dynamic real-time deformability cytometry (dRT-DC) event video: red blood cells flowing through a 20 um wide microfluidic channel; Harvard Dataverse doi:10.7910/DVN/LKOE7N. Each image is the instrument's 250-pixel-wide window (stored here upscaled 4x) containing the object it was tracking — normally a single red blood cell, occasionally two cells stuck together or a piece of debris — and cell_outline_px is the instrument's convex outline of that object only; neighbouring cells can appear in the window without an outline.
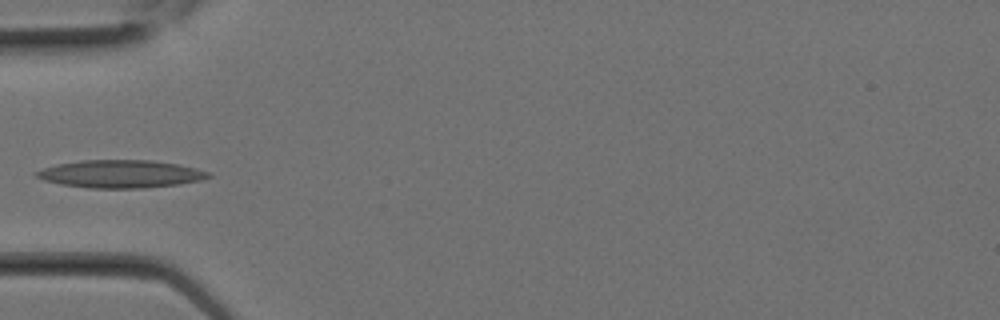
{"species": "Egyptian fruit bat (a non-hibernating species)", "species_latin": "Rousettus aegyptiacus", "temperature_condition": "room temperature", "stored_images_in_passage": 1, "camera_frame_rate_fps": 3000, "um_per_image_px": 0.085, "animal": {"sex": "female"}, "frame": {"image": 1, "passage_image": 1, "time_ms": 0.0, "image_size_px": [1000, 320], "cell_outline_px": [[212, 176], [204, 180], [180, 184], [144, 188], [88, 188], [60, 184], [44, 180], [36, 176], [32, 172], [56, 164], [80, 160], [152, 160], [176, 164], [196, 168], [208, 172]], "centroid_in_image_um": [10.25, 14.79], "position_along_channel_um": 74.8, "area_um2": 27.98}}